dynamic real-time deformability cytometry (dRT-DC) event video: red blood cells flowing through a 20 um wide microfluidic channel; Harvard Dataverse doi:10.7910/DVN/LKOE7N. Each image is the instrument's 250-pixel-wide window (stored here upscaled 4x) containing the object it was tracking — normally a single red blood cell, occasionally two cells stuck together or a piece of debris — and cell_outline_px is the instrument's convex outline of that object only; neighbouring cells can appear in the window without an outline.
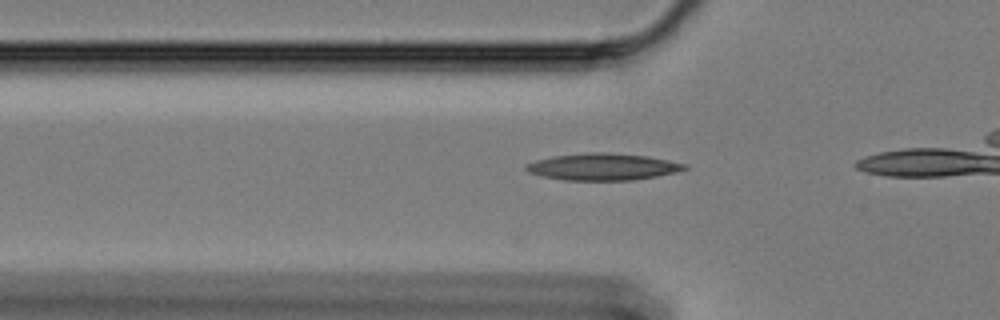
{"species": "Egyptian fruit bat (a non-hibernating species)", "species_latin": "Rousettus aegyptiacus", "temperature_condition": "cold", "stored_images_in_passage": 11, "camera_frame_rate_fps": 3000, "um_per_image_px": 0.085, "animal": {"sex": "female"}, "frame": {"image": 1, "passage_image": 8, "time_ms": 2.333, "image_size_px": [1000, 320], "cell_outline_px": [[688, 168], [676, 172], [656, 176], [632, 180], [564, 180], [544, 176], [528, 172], [524, 168], [524, 164], [536, 160], [552, 156], [584, 152], [608, 152], [648, 156], [688, 164]], "centroid_in_image_um": [51.23, 14.16], "position_along_channel_um": 74.6, "area_um2": 24.91}}